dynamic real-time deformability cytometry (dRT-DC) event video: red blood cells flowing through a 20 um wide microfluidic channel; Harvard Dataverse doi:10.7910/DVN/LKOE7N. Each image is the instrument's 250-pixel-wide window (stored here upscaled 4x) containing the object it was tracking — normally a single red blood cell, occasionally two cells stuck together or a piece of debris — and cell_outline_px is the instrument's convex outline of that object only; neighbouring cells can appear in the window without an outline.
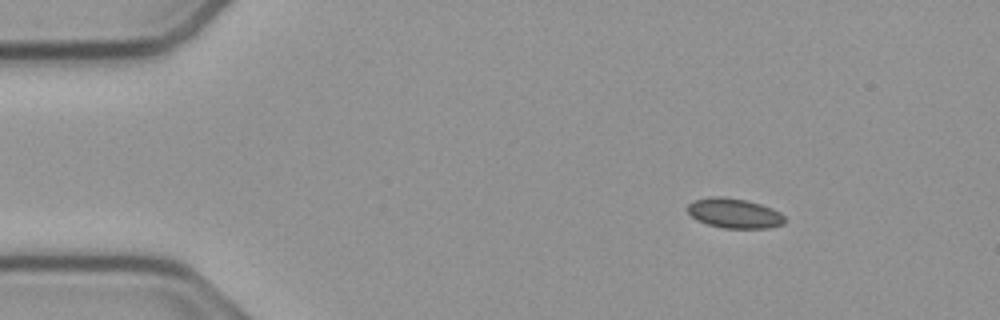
{"species": "common noctule bat (a hibernating species)", "species_latin": "Nyctalus noctula", "temperature_condition": "cold", "stored_images_in_passage": 48, "camera_frame_rate_fps": 3000, "um_per_image_px": 0.085, "animal": {"sex": "male", "body_mass_g": 23.1, "forearm_length_mm": 52.7}, "frame": {"image": 1, "passage_image": 1, "time_ms": 0.0, "image_size_px": [1000, 320], "cell_outline_px": [[784, 224], [768, 228], [724, 228], [708, 224], [696, 220], [688, 212], [688, 204], [692, 200], [712, 196], [724, 196], [744, 200], [760, 204], [772, 208], [780, 212], [784, 216]], "centroid_in_image_um": [62.4, 18.12], "position_along_channel_um": 22.6, "area_um2": 16.88}}
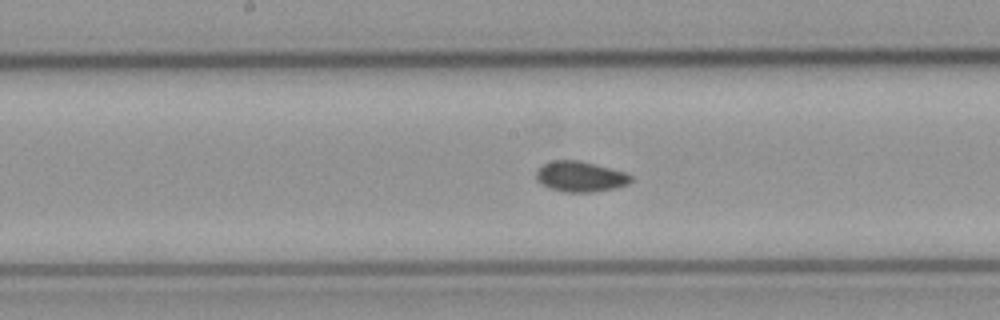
{"frame": {"image": 2, "passage_image": 21, "time_ms": 6.667, "image_size_px": [1000, 320], "cell_outline_px": [[632, 180], [628, 184], [616, 188], [592, 192], [564, 192], [548, 188], [540, 184], [536, 180], [536, 172], [544, 164], [552, 160], [576, 160], [624, 172], [632, 176]], "centroid_in_image_um": [49.29, 15.03], "position_along_channel_um": 198.9, "area_um2": 16.7}}
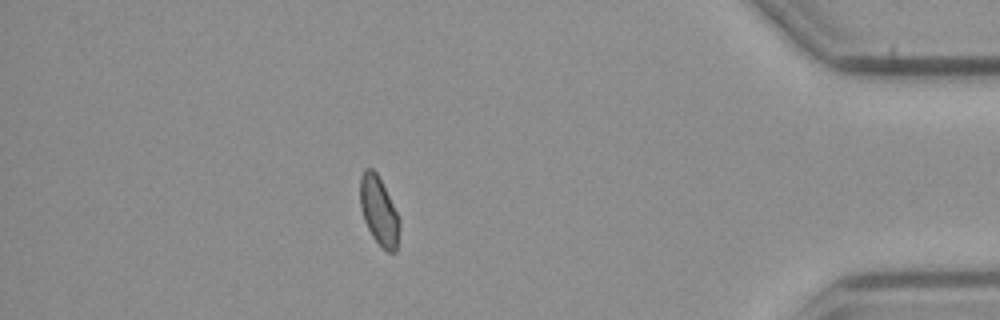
{"frame": {"image": 3, "passage_image": 41, "time_ms": 13.333, "image_size_px": [1000, 320], "cell_outline_px": [[400, 228], [396, 252], [388, 252], [372, 236], [364, 220], [360, 208], [360, 176], [364, 168], [372, 168], [376, 172], [400, 220]], "centroid_in_image_um": [32.19, 17.93], "position_along_channel_um": 403.0, "area_um2": 15.49}, "authors_computed_cell_mechanics": {"area_um2": 16.2996, "velocity_mm_per_s": 3.7781, "shape_relaxation_time_tau1_ms": null, "shape_relaxation_time_tau2_ms": 4.9423, "deformation_change_tau1": null, "deformation_change_tau2": 0.0809}}